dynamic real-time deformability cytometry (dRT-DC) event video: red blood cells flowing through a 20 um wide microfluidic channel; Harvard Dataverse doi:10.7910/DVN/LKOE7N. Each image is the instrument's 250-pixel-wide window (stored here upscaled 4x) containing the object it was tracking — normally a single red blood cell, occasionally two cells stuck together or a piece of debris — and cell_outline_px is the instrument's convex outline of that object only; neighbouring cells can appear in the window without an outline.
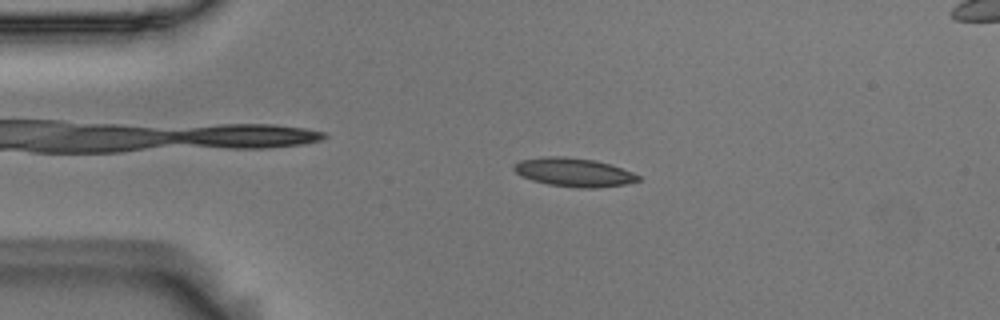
{"species": "Egyptian fruit bat (a non-hibernating species)", "species_latin": "Rousettus aegyptiacus", "temperature_condition": "room temperature", "stored_images_in_passage": 4, "camera_frame_rate_fps": 3000, "um_per_image_px": 0.085, "animal": {"sex": "male"}, "frame": {"image": 1, "passage_image": 3, "time_ms": 0.667, "image_size_px": [1000, 320], "cell_outline_px": [[640, 180], [624, 184], [592, 188], [580, 188], [548, 184], [532, 180], [520, 176], [512, 168], [520, 160], [540, 156], [564, 156], [596, 160], [632, 172], [640, 176]], "centroid_in_image_um": [48.73, 14.63], "position_along_channel_um": 36.3, "area_um2": 20.63}}
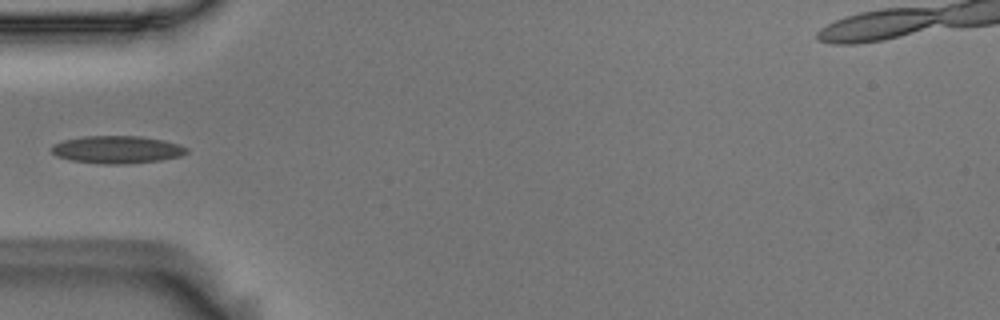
{"frame": {"image": 2, "passage_image": 4, "time_ms": 1.0, "image_size_px": [1000, 320], "cell_outline_px": [[188, 152], [180, 156], [160, 160], [124, 164], [104, 164], [72, 160], [56, 156], [52, 152], [52, 144], [64, 140], [84, 136], [140, 136], [164, 140], [180, 144], [188, 148]], "centroid_in_image_um": [9.97, 12.71], "position_along_channel_um": 75.0, "area_um2": 21.68}}